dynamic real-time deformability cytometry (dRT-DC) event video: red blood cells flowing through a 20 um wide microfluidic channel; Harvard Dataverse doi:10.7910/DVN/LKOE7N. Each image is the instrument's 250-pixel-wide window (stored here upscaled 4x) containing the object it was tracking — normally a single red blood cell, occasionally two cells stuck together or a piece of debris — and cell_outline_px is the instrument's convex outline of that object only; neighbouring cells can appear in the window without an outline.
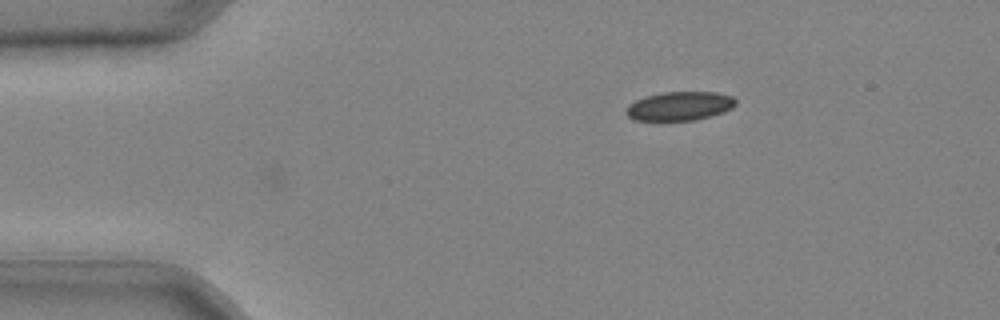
{"species": "common noctule bat (a hibernating species)", "species_latin": "Nyctalus noctula", "temperature_condition": "cold", "stored_images_in_passage": 11, "camera_frame_rate_fps": 3000, "um_per_image_px": 0.085, "animal": {"sex": "male", "body_mass_g": 20.4}, "frame": {"image": 1, "passage_image": 11, "time_ms": 3.333, "image_size_px": [1000, 320], "cell_outline_px": [[736, 104], [732, 108], [724, 112], [696, 120], [660, 124], [632, 120], [624, 112], [628, 104], [644, 96], [664, 92], [716, 92], [732, 96], [736, 100]], "centroid_in_image_um": [57.69, 9.07], "position_along_channel_um": 27.3, "area_um2": 19.48}}